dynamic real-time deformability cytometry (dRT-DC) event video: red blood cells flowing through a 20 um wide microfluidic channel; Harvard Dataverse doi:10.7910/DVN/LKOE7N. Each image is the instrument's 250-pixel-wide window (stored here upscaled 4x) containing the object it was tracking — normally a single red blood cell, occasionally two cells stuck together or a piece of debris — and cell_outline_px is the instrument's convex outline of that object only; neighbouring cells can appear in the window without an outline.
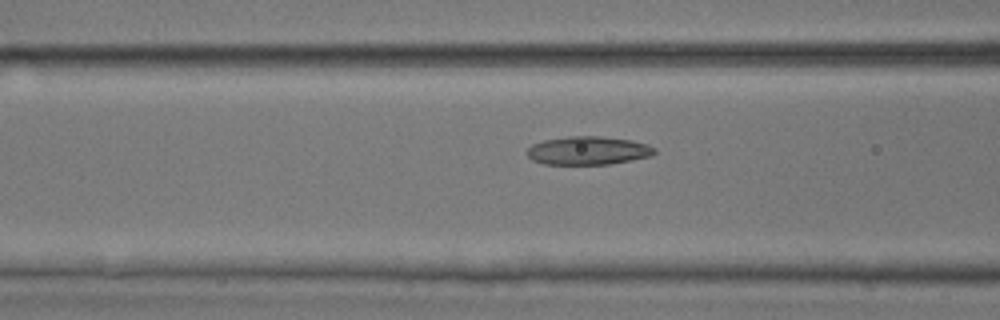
{"species": "common noctule bat (a hibernating species)", "species_latin": "Nyctalus noctula", "temperature_condition": "room temperature", "stored_images_in_passage": 33, "camera_frame_rate_fps": 3000, "um_per_image_px": 0.085, "animal": {"sex": "male", "body_mass_g": 17.9, "forearm_length_mm": 54.2}, "frame": {"image": 1, "passage_image": 4, "time_ms": 1.0, "image_size_px": [1000, 320], "cell_outline_px": [[656, 152], [652, 156], [632, 160], [608, 164], [544, 164], [532, 160], [528, 156], [528, 148], [532, 144], [544, 140], [568, 136], [600, 136], [632, 140], [648, 144], [656, 148]], "centroid_in_image_um": [50.02, 12.79], "position_along_channel_um": 116.6, "area_um2": 21.15}}
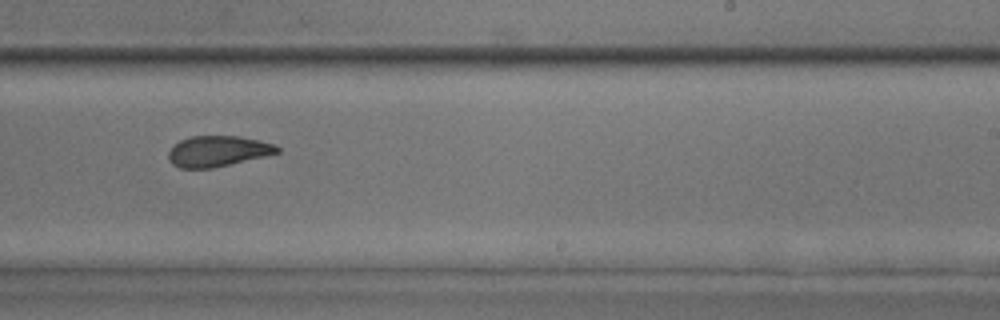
{"frame": {"image": 2, "passage_image": 15, "time_ms": 4.667, "image_size_px": [1000, 320], "cell_outline_px": [[280, 152], [264, 156], [212, 168], [180, 168], [172, 164], [168, 160], [168, 152], [180, 140], [188, 136], [240, 136], [276, 144], [280, 148]], "centroid_in_image_um": [18.5, 12.84], "position_along_channel_um": 270.5, "area_um2": 19.42}}
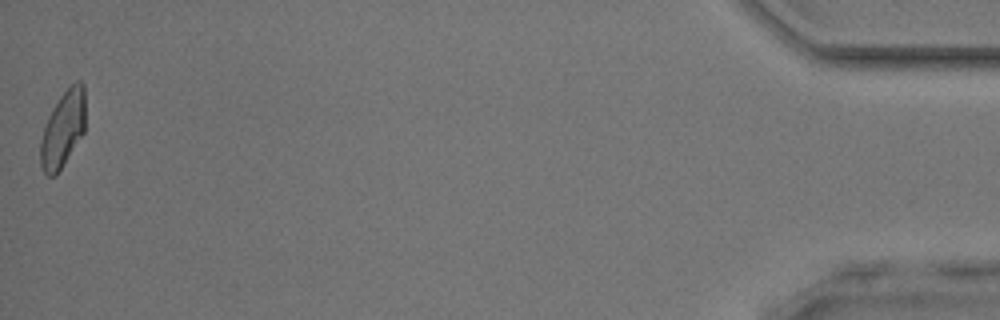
{"frame": {"image": 3, "passage_image": 33, "time_ms": 10.667, "image_size_px": [1000, 320], "cell_outline_px": [[84, 132], [56, 176], [48, 176], [44, 172], [40, 164], [40, 140], [48, 116], [60, 96], [76, 80], [80, 80], [84, 84]], "centroid_in_image_um": [5.34, 10.98], "position_along_channel_um": 429.9, "area_um2": 19.77}}